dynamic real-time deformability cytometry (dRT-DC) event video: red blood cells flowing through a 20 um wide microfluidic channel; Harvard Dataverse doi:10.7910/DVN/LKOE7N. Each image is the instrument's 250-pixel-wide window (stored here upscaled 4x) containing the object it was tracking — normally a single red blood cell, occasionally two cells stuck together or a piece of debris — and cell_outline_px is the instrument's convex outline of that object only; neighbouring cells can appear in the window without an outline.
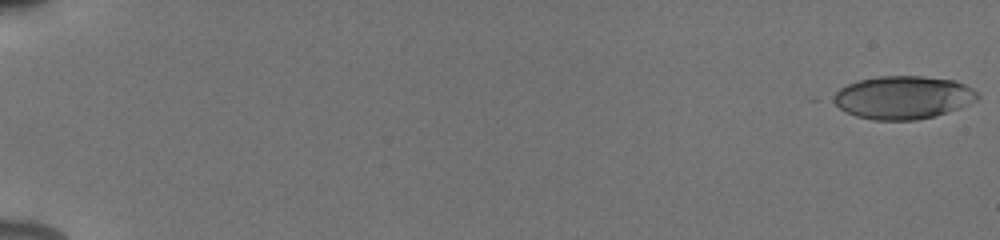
{"species": "human", "species_latin": "Homo sapiens", "temperature_condition": "cold", "stored_images_in_passage": 55, "camera_frame_rate_fps": 3000, "um_per_image_px": 0.085, "donor": {"sex": "male"}, "frame": {"image": 1, "passage_image": 1, "time_ms": 0.0, "image_size_px": [1000, 240], "cell_outline_px": [[980, 96], [976, 100], [960, 108], [948, 112], [916, 120], [872, 120], [856, 116], [840, 108], [828, 100], [840, 88], [848, 84], [860, 80], [880, 76], [924, 76], [956, 80], [972, 88]], "centroid_in_image_um": [76.74, 8.28], "position_along_channel_um": 8.3, "area_um2": 36.24}}
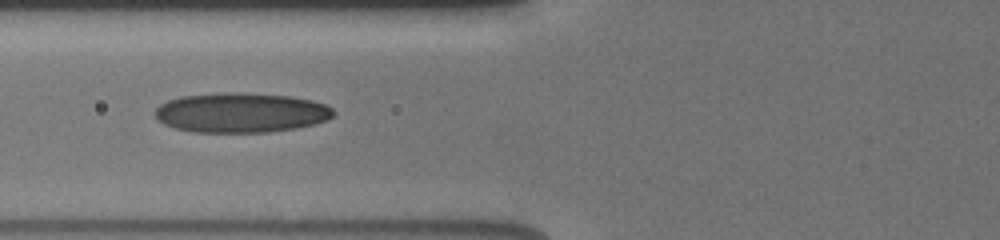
{"frame": {"image": 2, "passage_image": 24, "time_ms": 7.667, "image_size_px": [1000, 240], "cell_outline_px": [[336, 112], [328, 120], [296, 128], [268, 132], [196, 132], [176, 128], [164, 124], [156, 116], [156, 108], [160, 104], [168, 100], [180, 96], [228, 92], [236, 92], [288, 96], [312, 100], [324, 104], [332, 108]], "centroid_in_image_um": [20.5, 9.57], "position_along_channel_um": 105.3, "area_um2": 41.15}}
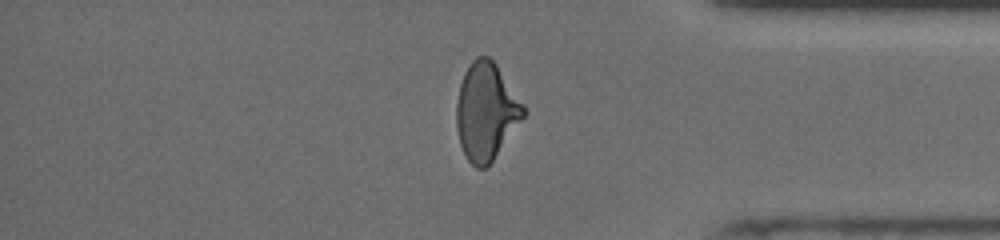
{"frame": {"image": 3, "passage_image": 47, "time_ms": 15.333, "image_size_px": [1000, 240], "cell_outline_px": [[524, 116], [488, 168], [476, 168], [464, 156], [460, 144], [456, 128], [456, 104], [460, 84], [464, 72], [472, 60], [476, 56], [488, 56], [496, 64], [524, 104]], "centroid_in_image_um": [41.3, 9.49], "position_along_channel_um": 393.9, "area_um2": 38.03}, "authors_computed_cell_mechanics": {"area_um2": 37.9168, "velocity_mm_per_s": 3.9206, "shape_relaxation_time_tau1_ms": 6.86, "shape_relaxation_time_tau2_ms": 1.4769, "deformation_change_tau1": 0.2053, "deformation_change_tau2": 0.0901}}